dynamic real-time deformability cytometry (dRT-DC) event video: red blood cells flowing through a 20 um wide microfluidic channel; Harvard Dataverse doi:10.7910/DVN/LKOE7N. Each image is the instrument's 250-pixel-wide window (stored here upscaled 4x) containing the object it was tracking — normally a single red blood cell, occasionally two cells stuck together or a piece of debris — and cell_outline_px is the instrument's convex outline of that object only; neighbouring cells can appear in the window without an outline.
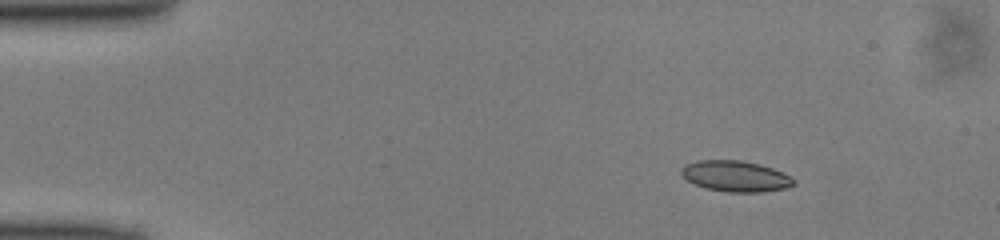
{"species": "common noctule bat (a hibernating species)", "species_latin": "Nyctalus noctula", "temperature_condition": "cold", "stored_images_in_passage": 43, "camera_frame_rate_fps": 3000, "um_per_image_px": 0.085, "animal": {"sex": "male", "body_mass_g": 13.0, "forearm_length_mm": 53.1}, "frame": {"image": 1, "passage_image": 1, "time_ms": 0.0, "image_size_px": [1000, 240], "cell_outline_px": [[796, 184], [784, 188], [760, 192], [728, 192], [704, 188], [688, 180], [680, 172], [688, 164], [700, 160], [740, 160], [760, 164], [772, 168], [792, 176], [796, 180]], "centroid_in_image_um": [62.58, 14.98], "position_along_channel_um": 22.4, "area_um2": 20.06}}
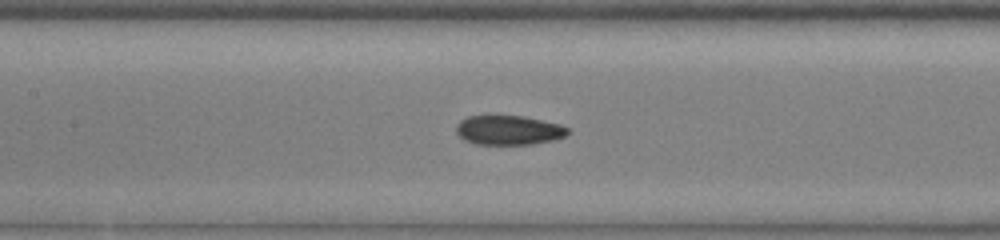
{"frame": {"image": 2, "passage_image": 17, "time_ms": 5.333, "image_size_px": [1000, 240], "cell_outline_px": [[568, 132], [564, 136], [552, 140], [532, 144], [476, 144], [464, 140], [456, 132], [456, 124], [460, 120], [468, 116], [524, 116], [560, 124], [568, 128]], "centroid_in_image_um": [43.21, 11.06], "position_along_channel_um": 164.2, "area_um2": 19.02}}
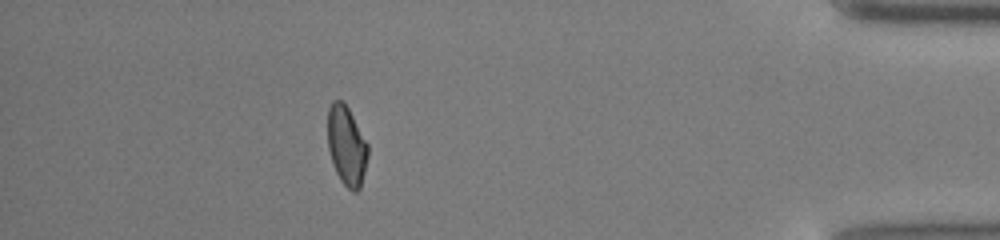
{"frame": {"image": 3, "passage_image": 38, "time_ms": 12.333, "image_size_px": [1000, 240], "cell_outline_px": [[368, 156], [360, 188], [356, 192], [352, 192], [340, 180], [336, 172], [328, 148], [328, 108], [332, 100], [344, 100], [368, 144]], "centroid_in_image_um": [29.46, 12.36], "position_along_channel_um": 405.7, "area_um2": 18.61}}